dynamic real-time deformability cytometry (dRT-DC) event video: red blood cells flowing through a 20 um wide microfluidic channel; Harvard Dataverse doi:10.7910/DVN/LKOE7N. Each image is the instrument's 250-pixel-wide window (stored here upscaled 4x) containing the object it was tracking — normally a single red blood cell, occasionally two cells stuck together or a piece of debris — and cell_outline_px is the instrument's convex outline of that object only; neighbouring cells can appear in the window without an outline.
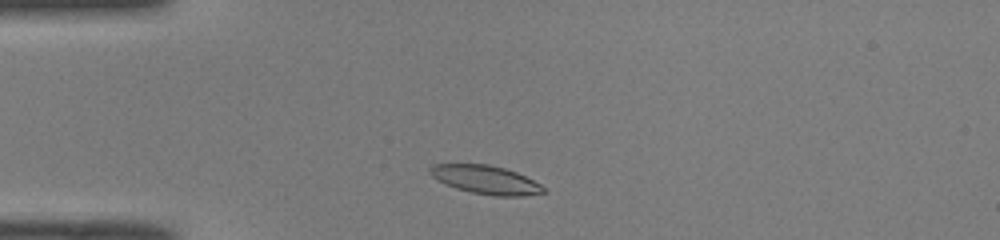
{"species": "common noctule bat (a hibernating species)", "species_latin": "Nyctalus noctula", "temperature_condition": "room temperature", "stored_images_in_passage": 41, "camera_frame_rate_fps": 3000, "um_per_image_px": 0.085, "animal": {"sex": "male", "body_mass_g": 19.0, "forearm_length_mm": 50.8}, "frame": {"image": 1, "passage_image": 4, "time_ms": 1.0, "image_size_px": [1000, 240], "cell_outline_px": [[548, 192], [524, 196], [496, 196], [472, 192], [456, 188], [432, 176], [428, 172], [428, 168], [432, 164], [488, 164], [504, 168], [516, 172], [540, 184]], "centroid_in_image_um": [41.3, 15.27], "position_along_channel_um": 43.7, "area_um2": 18.67}}
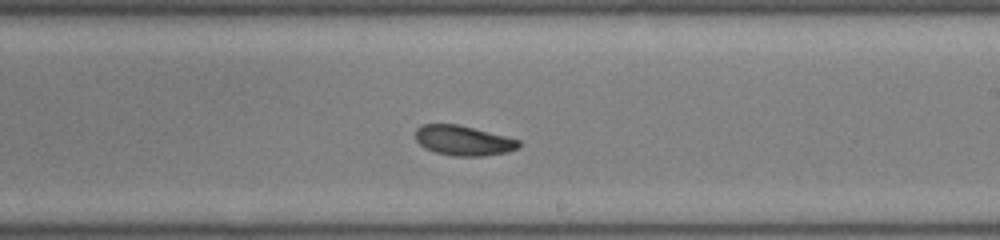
{"frame": {"image": 2, "passage_image": 21, "time_ms": 6.667, "image_size_px": [1000, 240], "cell_outline_px": [[520, 148], [508, 152], [484, 156], [452, 156], [436, 152], [424, 148], [416, 140], [416, 128], [424, 124], [456, 124], [520, 140]], "centroid_in_image_um": [39.39, 11.96], "position_along_channel_um": 249.6, "area_um2": 17.92}}
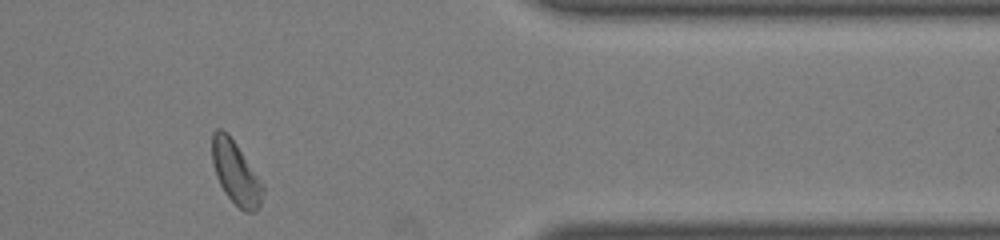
{"frame": {"image": 3, "passage_image": 33, "time_ms": 10.667, "image_size_px": [1000, 240], "cell_outline_px": [[264, 192], [260, 204], [256, 212], [244, 212], [224, 192], [216, 176], [212, 164], [212, 132], [216, 128], [220, 128], [228, 132], [264, 184]], "centroid_in_image_um": [20.04, 14.67], "position_along_channel_um": 391.4, "area_um2": 18.79}, "authors_computed_cell_mechanics": {"area_um2": 18.6116, "velocity_mm_per_s": 4.0489, "shape_relaxation_time_tau1_ms": 3.908, "shape_relaxation_time_tau2_ms": 2.9652, "deformation_change_tau1": 0.1041, "deformation_change_tau2": 0.0802}}